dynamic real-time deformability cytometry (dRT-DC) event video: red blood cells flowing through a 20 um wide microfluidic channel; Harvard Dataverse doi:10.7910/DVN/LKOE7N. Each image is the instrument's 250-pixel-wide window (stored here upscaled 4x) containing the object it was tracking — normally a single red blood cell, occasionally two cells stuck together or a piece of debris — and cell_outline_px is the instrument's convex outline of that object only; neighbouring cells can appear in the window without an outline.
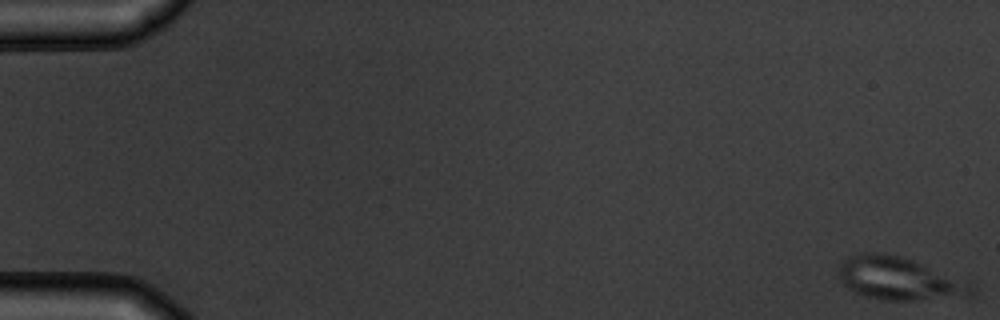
{"species": "common noctule bat (a hibernating species)", "species_latin": "Nyctalus noctula", "temperature_condition": "warm", "stored_images_in_passage": 6, "camera_frame_rate_fps": 3000, "um_per_image_px": 0.085, "animal": {"sex": "male", "body_mass_g": 19.5, "forearm_length_mm": 54.6}, "frame": {"image": 1, "passage_image": 1, "time_ms": 0.0, "image_size_px": [1000, 320], "cell_outline_px": [[976, 288], [972, 300], [880, 300], [864, 296], [848, 288], [840, 280], [840, 264], [848, 256], [860, 252], [880, 252], [900, 256], [912, 260], [976, 284]], "centroid_in_image_um": [76.58, 23.73], "position_along_channel_um": 8.4, "area_um2": 34.22}}